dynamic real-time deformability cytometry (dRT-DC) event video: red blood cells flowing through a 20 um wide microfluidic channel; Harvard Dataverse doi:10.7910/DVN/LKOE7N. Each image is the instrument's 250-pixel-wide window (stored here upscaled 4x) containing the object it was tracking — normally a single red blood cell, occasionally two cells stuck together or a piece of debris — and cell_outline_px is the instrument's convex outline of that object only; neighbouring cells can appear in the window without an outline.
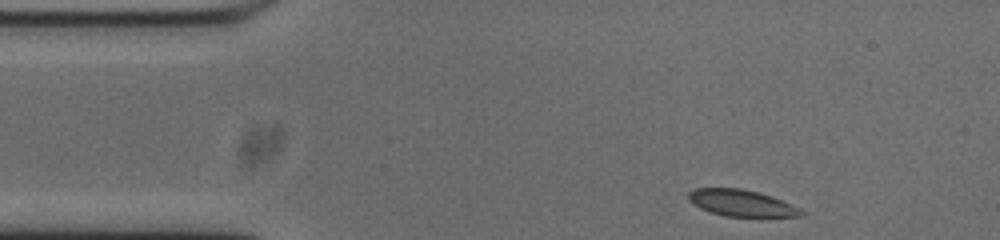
{"species": "common noctule bat (a hibernating species)", "species_latin": "Nyctalus noctula", "temperature_condition": "cold", "stored_images_in_passage": 47, "camera_frame_rate_fps": 3000, "um_per_image_px": 0.085, "animal": {"sex": "male", "body_mass_g": 20.0, "forearm_length_mm": 53.3}, "frame": {"image": 1, "passage_image": 1, "time_ms": 0.0, "image_size_px": [1000, 240], "cell_outline_px": [[808, 212], [804, 216], [724, 216], [700, 208], [692, 204], [688, 200], [688, 192], [696, 188], [740, 188], [772, 196], [800, 208]], "centroid_in_image_um": [63.03, 17.26], "position_along_channel_um": 22.0, "area_um2": 17.4}}
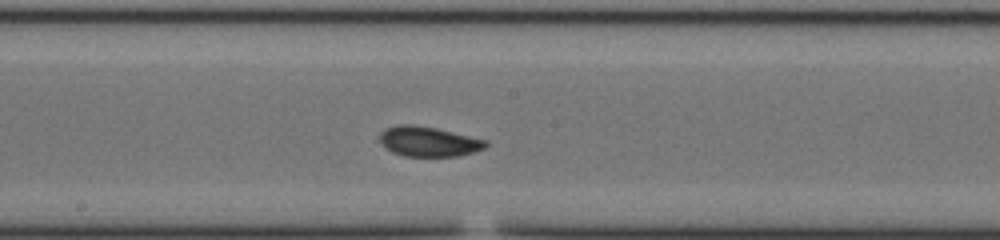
{"frame": {"image": 2, "passage_image": 21, "time_ms": 6.667, "image_size_px": [1000, 240], "cell_outline_px": [[488, 144], [484, 148], [472, 152], [456, 156], [404, 156], [392, 152], [380, 140], [380, 132], [384, 128], [396, 124], [412, 124], [436, 128], [488, 140]], "centroid_in_image_um": [36.42, 12.01], "position_along_channel_um": 211.8, "area_um2": 18.44}}
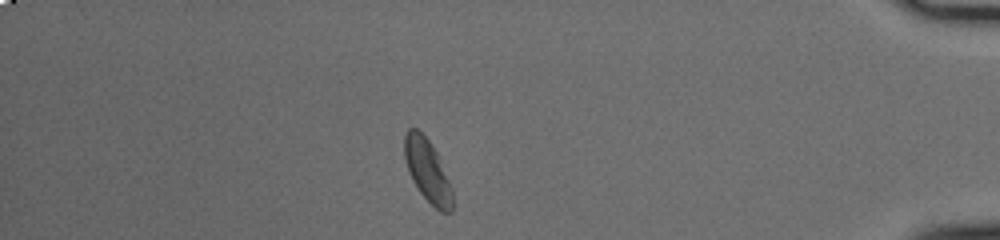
{"frame": {"image": 3, "passage_image": 40, "time_ms": 13.0, "image_size_px": [1000, 240], "cell_outline_px": [[452, 212], [440, 212], [420, 192], [412, 180], [408, 172], [404, 160], [404, 136], [408, 128], [416, 128], [428, 140], [436, 152], [452, 188]], "centroid_in_image_um": [36.31, 14.5], "position_along_channel_um": 398.9, "area_um2": 17.28}, "authors_computed_cell_mechanics": {"area_um2": 18.0336, "velocity_mm_per_s": 3.7427, "shape_relaxation_time_tau1_ms": 6.2287, "shape_relaxation_time_tau2_ms": null, "deformation_change_tau1": 0.1109, "deformation_change_tau2": null}}